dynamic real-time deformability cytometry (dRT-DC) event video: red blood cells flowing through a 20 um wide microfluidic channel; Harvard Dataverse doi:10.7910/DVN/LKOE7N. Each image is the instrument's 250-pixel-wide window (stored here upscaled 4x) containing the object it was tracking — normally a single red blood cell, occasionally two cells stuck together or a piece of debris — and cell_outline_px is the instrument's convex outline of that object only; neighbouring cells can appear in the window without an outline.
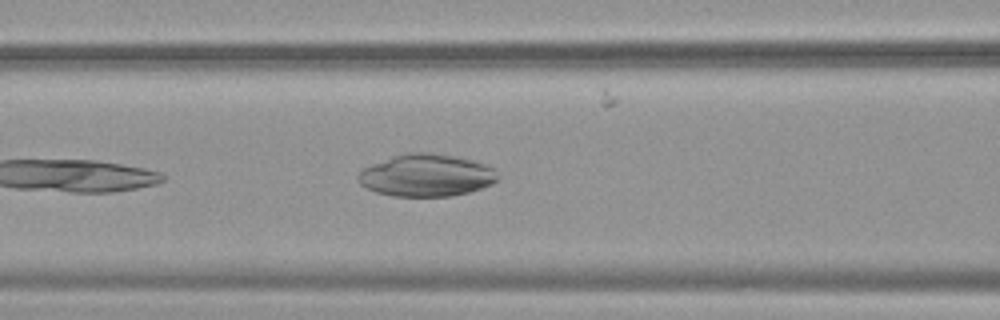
{"species": "common noctule bat (a hibernating species)", "species_latin": "Nyctalus noctula", "temperature_condition": "warm", "stored_images_in_passage": 23, "camera_frame_rate_fps": 3000, "um_per_image_px": 0.085, "animal": {"sex": "female", "body_mass_g": 19.9}, "frame": {"image": 1, "passage_image": 7, "time_ms": 2.0, "image_size_px": [1000, 320], "cell_outline_px": [[500, 176], [492, 184], [468, 192], [448, 196], [392, 196], [376, 192], [360, 184], [356, 176], [364, 168], [372, 164], [392, 156], [404, 152], [432, 152], [456, 156], [472, 160], [496, 168]], "centroid_in_image_um": [36.25, 14.89], "position_along_channel_um": 130.3, "area_um2": 34.56}}